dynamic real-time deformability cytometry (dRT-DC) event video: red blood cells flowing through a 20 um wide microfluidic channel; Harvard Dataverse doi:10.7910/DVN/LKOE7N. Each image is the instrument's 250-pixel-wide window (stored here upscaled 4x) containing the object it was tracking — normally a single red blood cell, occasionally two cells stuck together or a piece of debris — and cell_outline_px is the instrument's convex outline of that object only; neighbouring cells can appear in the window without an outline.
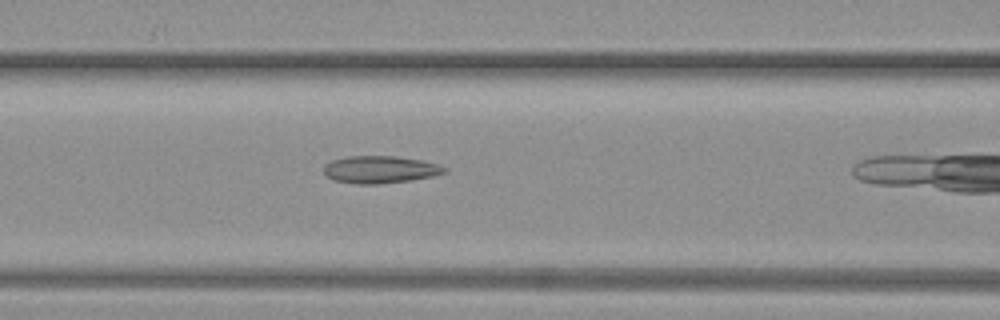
{"species": "common noctule bat (a hibernating species)", "species_latin": "Nyctalus noctula", "temperature_condition": "warm", "stored_images_in_passage": 21, "camera_frame_rate_fps": 3000, "um_per_image_px": 0.085, "animal": {"sex": "female", "body_mass_g": 19.3, "forearm_length_mm": 54.1}, "frame": {"image": 1, "passage_image": 12, "time_ms": 3.667, "image_size_px": [1000, 320], "cell_outline_px": [[448, 172], [432, 176], [412, 180], [380, 184], [356, 184], [332, 180], [324, 172], [324, 164], [332, 160], [348, 156], [396, 156], [420, 160], [436, 164], [448, 168]], "centroid_in_image_um": [32.3, 14.41], "position_along_channel_um": 134.3, "area_um2": 19.31}}
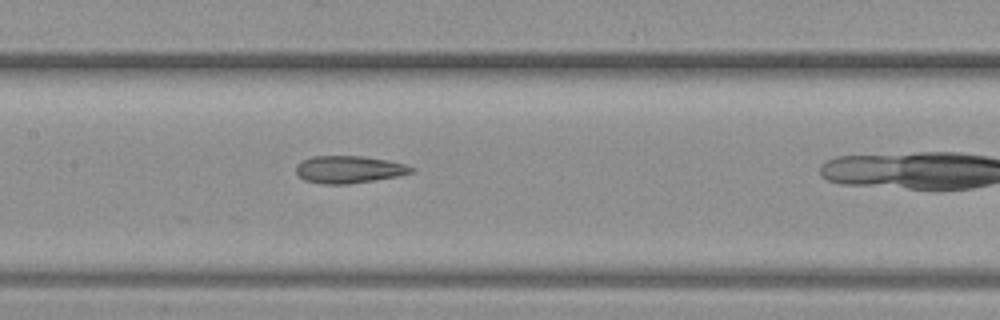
{"frame": {"image": 2, "passage_image": 15, "time_ms": 4.667, "image_size_px": [1000, 320], "cell_outline_px": [[416, 172], [376, 180], [348, 184], [324, 184], [304, 180], [296, 172], [296, 164], [312, 156], [364, 156], [404, 164], [416, 168]], "centroid_in_image_um": [29.67, 14.41], "position_along_channel_um": 177.7, "area_um2": 18.32}}